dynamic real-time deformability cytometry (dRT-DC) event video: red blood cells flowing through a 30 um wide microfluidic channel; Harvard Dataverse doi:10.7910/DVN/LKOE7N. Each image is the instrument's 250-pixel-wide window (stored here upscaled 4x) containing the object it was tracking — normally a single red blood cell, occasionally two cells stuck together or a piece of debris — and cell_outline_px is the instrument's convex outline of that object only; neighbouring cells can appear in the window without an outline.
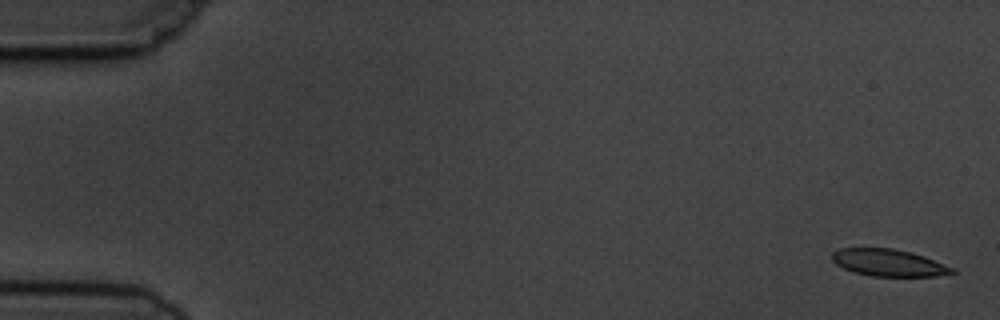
{"species": "common noctule bat (a hibernating species)", "species_latin": "Nyctalus noctula", "temperature_condition": "cold", "stored_images_in_passage": 5, "camera_frame_rate_fps": 3000, "um_per_image_px": 0.085, "animal": {"sex": "male", "body_mass_g": 19.5, "forearm_length_mm": 54.6}, "frame": {"image": 1, "passage_image": 1, "time_ms": 0.0, "image_size_px": [1000, 320], "cell_outline_px": [[956, 272], [936, 276], [872, 276], [852, 272], [836, 264], [832, 260], [832, 252], [840, 248], [892, 248], [912, 252], [924, 256], [956, 268]], "centroid_in_image_um": [75.55, 22.33], "position_along_channel_um": 9.5, "area_um2": 19.02}}